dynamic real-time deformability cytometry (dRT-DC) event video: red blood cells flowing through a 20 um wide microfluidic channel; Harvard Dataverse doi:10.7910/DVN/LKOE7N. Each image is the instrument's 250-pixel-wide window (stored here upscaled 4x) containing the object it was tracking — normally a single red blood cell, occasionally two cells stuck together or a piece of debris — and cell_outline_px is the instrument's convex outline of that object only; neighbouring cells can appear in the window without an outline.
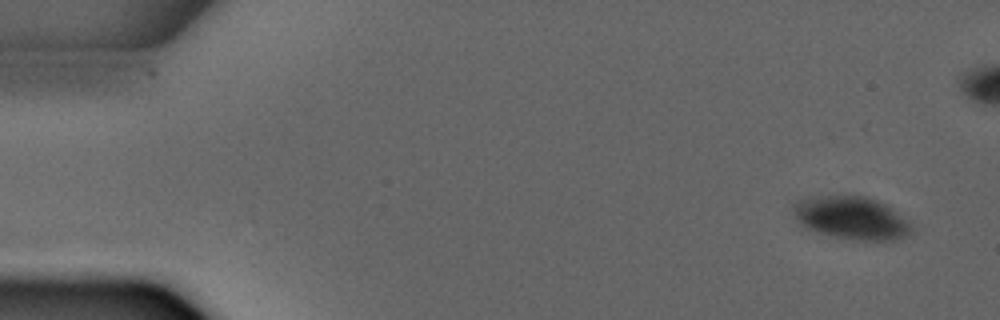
{"species": "common noctule bat (a hibernating species)", "species_latin": "Nyctalus noctula", "temperature_condition": "warm", "stored_images_in_passage": 3, "camera_frame_rate_fps": 3000, "um_per_image_px": 0.085, "animal": {"sex": "male", "forearm_length_mm": 52.5}, "frame": {"image": 1, "passage_image": 1, "time_ms": 0.0, "image_size_px": [1000, 320], "cell_outline_px": [[912, 232], [908, 236], [900, 240], [856, 240], [816, 232], [804, 228], [796, 220], [792, 212], [792, 204], [796, 200], [808, 196], [868, 196], [892, 208], [912, 220]], "centroid_in_image_um": [72.39, 18.52], "position_along_channel_um": 12.6, "area_um2": 30.23}}